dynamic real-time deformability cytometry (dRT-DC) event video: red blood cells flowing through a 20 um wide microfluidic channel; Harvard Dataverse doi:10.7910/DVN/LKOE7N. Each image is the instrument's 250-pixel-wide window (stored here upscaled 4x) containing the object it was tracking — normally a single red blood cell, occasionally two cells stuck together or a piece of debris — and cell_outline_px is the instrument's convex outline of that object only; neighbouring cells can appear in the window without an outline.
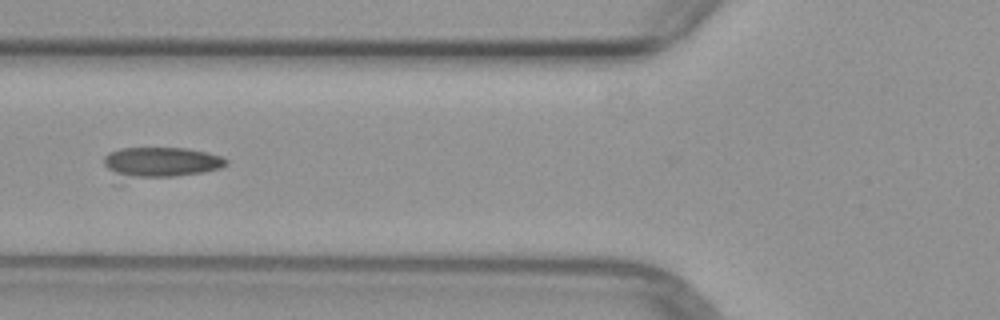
{"species": "common noctule bat (a hibernating species)", "species_latin": "Nyctalus noctula", "temperature_condition": "warm", "stored_images_in_passage": 6, "camera_frame_rate_fps": 3000, "um_per_image_px": 0.085, "animal": {"sex": "female", "body_mass_g": 29.2, "forearm_length_mm": 56.3}, "frame": {"image": 1, "passage_image": 5, "time_ms": 5.667, "image_size_px": [1000, 320], "cell_outline_px": [[228, 164], [220, 168], [204, 172], [172, 176], [116, 176], [104, 164], [104, 156], [108, 152], [120, 148], [188, 148], [208, 152], [220, 156], [228, 160]], "centroid_in_image_um": [13.71, 13.75], "position_along_channel_um": 112.1, "area_um2": 21.1}}
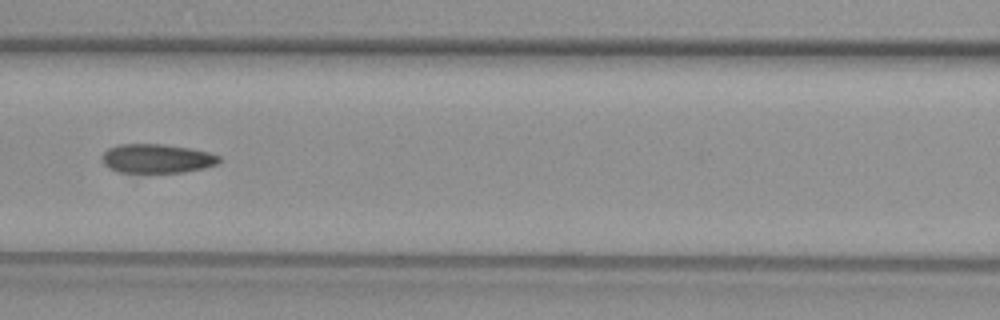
{"frame": {"image": 2, "passage_image": 6, "time_ms": 6.667, "image_size_px": [1000, 320], "cell_outline_px": [[220, 164], [204, 168], [184, 172], [120, 172], [108, 168], [104, 164], [100, 156], [108, 148], [120, 144], [164, 144], [188, 148], [208, 152], [220, 156]], "centroid_in_image_um": [13.33, 13.47], "position_along_channel_um": 153.3, "area_um2": 19.88}}